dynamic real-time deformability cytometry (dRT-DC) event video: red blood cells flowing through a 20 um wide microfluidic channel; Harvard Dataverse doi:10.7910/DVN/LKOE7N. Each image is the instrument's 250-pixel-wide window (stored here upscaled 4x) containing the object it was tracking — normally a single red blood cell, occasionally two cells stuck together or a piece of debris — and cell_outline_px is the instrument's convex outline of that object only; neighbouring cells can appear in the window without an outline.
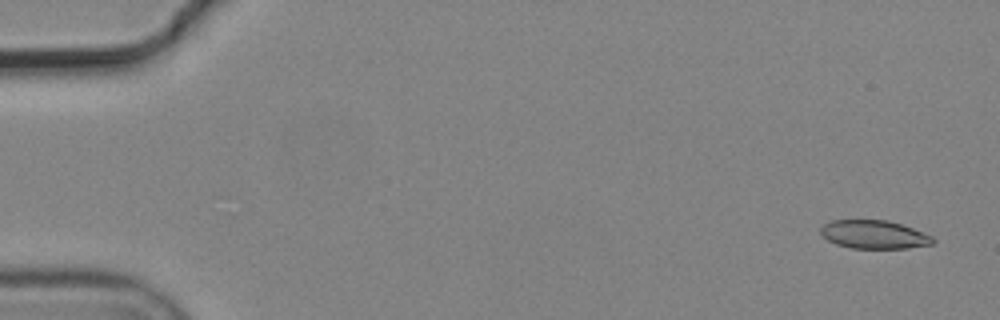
{"species": "common noctule bat (a hibernating species)", "species_latin": "Nyctalus noctula", "temperature_condition": "cold", "stored_images_in_passage": 4, "camera_frame_rate_fps": 3000, "um_per_image_px": 0.085, "animal": {"sex": "male", "body_mass_g": 19.2, "forearm_length_mm": 51.8}, "frame": {"image": 1, "passage_image": 1, "time_ms": 0.0, "image_size_px": [1000, 320], "cell_outline_px": [[936, 240], [932, 244], [908, 248], [852, 248], [836, 244], [828, 240], [820, 232], [820, 228], [824, 224], [832, 220], [888, 220], [912, 228], [932, 236]], "centroid_in_image_um": [74.29, 19.93], "position_along_channel_um": 10.7, "area_um2": 18.44}}